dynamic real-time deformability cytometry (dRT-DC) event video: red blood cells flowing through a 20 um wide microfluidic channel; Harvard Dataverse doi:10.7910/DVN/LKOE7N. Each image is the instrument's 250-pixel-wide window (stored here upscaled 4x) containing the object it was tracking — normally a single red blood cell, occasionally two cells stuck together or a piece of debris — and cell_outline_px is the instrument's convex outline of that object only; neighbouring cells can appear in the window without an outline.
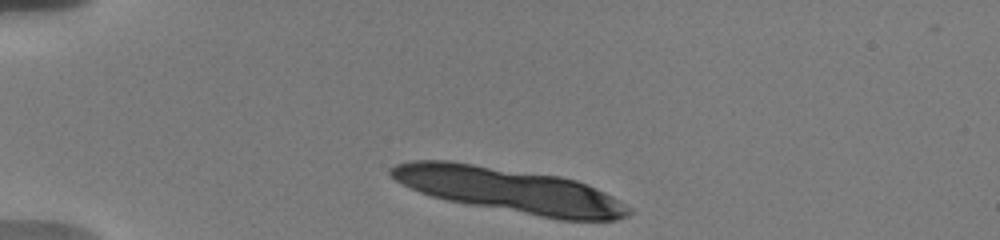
{"species": "human", "species_latin": "Homo sapiens", "temperature_condition": "warm", "stored_images_in_passage": 6, "camera_frame_rate_fps": 3000, "um_per_image_px": 0.085, "donor": {"sex": "male"}, "frame": {"image": 1, "passage_image": 1, "time_ms": 0.0, "image_size_px": [1000, 240], "cell_outline_px": [[632, 212], [628, 216], [616, 220], [560, 220], [448, 200], [432, 196], [420, 192], [396, 180], [388, 172], [388, 168], [396, 164], [412, 160], [448, 160], [560, 176], [576, 180], [588, 184], [620, 200], [632, 208]], "centroid_in_image_um": [43.36, 16.16], "position_along_channel_um": 41.6, "area_um2": 61.85}}